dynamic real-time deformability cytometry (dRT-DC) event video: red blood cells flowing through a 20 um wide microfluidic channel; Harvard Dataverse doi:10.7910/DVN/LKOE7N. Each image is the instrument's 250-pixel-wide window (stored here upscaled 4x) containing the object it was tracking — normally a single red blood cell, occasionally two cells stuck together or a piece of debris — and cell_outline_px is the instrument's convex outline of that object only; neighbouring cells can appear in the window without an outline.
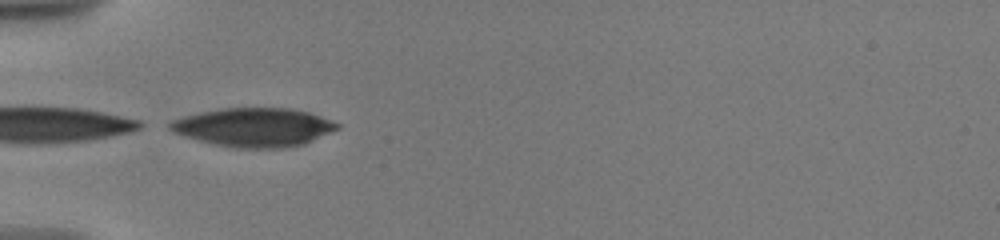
{"species": "human", "species_latin": "Homo sapiens", "temperature_condition": "warm", "stored_images_in_passage": 37, "camera_frame_rate_fps": 3000, "um_per_image_px": 0.085, "donor": {"sex": "male"}, "frame": {"image": 1, "passage_image": 1, "time_ms": 0.0, "image_size_px": [1000, 240], "cell_outline_px": [[340, 128], [304, 144], [284, 148], [236, 148], [216, 144], [184, 136], [172, 132], [168, 128], [168, 124], [172, 120], [184, 116], [200, 112], [220, 108], [288, 108], [308, 112], [320, 116], [340, 124]], "centroid_in_image_um": [21.57, 10.82], "position_along_channel_um": 63.4, "area_um2": 37.63}}
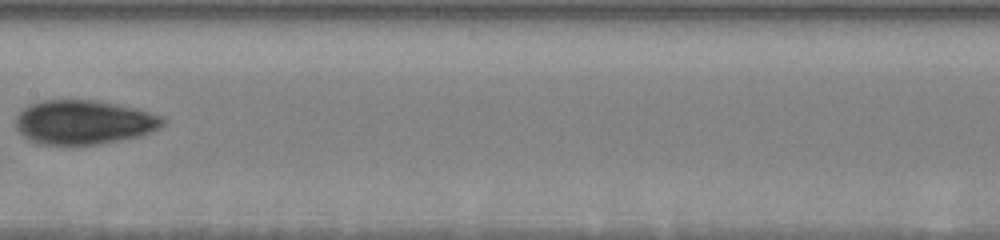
{"frame": {"image": 2, "passage_image": 10, "time_ms": 4.0, "image_size_px": [1000, 240], "cell_outline_px": [[168, 120], [164, 124], [140, 136], [100, 144], [72, 148], [40, 144], [24, 136], [16, 128], [16, 116], [28, 104], [40, 100], [96, 100], [120, 104], [136, 108], [160, 116]], "centroid_in_image_um": [7.09, 10.41], "position_along_channel_um": 200.3, "area_um2": 38.61}}
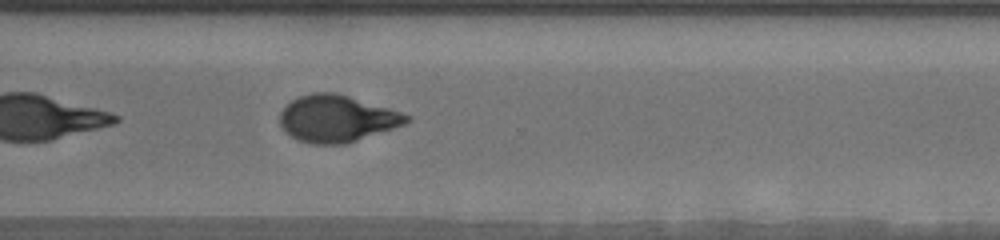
{"frame": {"image": 3, "passage_image": 19, "time_ms": 8.0, "image_size_px": [1000, 240], "cell_outline_px": [[412, 120], [404, 124], [348, 144], [312, 144], [300, 140], [292, 136], [280, 124], [280, 112], [292, 100], [300, 96], [312, 92], [336, 92], [388, 108], [412, 116]], "centroid_in_image_um": [28.65, 10.08], "position_along_channel_um": 341.9, "area_um2": 34.33}, "authors_computed_cell_mechanics": {"area_um2": 34.3332, "velocity_mm_per_s": 3.5665, "shape_relaxation_time_tau1_ms": 5.1161, "shape_relaxation_time_tau2_ms": 3.8402, "deformation_change_tau1": 0.1747, "deformation_change_tau2": 0.0796}}